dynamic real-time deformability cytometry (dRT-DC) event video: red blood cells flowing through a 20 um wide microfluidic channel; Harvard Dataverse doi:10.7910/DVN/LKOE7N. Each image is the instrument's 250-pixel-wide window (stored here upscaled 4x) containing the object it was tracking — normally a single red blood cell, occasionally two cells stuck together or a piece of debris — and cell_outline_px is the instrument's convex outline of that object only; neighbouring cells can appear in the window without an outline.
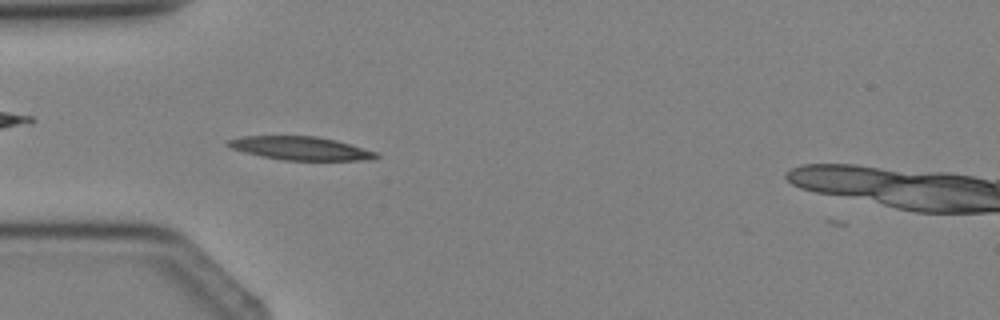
{"species": "Egyptian fruit bat (a non-hibernating species)", "species_latin": "Rousettus aegyptiacus", "temperature_condition": "cold", "stored_images_in_passage": 4, "camera_frame_rate_fps": 3000, "um_per_image_px": 0.085, "animal": {"sex": "female"}, "frame": {"image": 1, "passage_image": 4, "time_ms": 3.333, "image_size_px": [1000, 320], "cell_outline_px": [[380, 156], [376, 160], [284, 160], [260, 156], [228, 148], [224, 144], [228, 140], [240, 136], [316, 136], [336, 140], [376, 152]], "centroid_in_image_um": [25.51, 12.61], "position_along_channel_um": 59.5, "area_um2": 20.35}}